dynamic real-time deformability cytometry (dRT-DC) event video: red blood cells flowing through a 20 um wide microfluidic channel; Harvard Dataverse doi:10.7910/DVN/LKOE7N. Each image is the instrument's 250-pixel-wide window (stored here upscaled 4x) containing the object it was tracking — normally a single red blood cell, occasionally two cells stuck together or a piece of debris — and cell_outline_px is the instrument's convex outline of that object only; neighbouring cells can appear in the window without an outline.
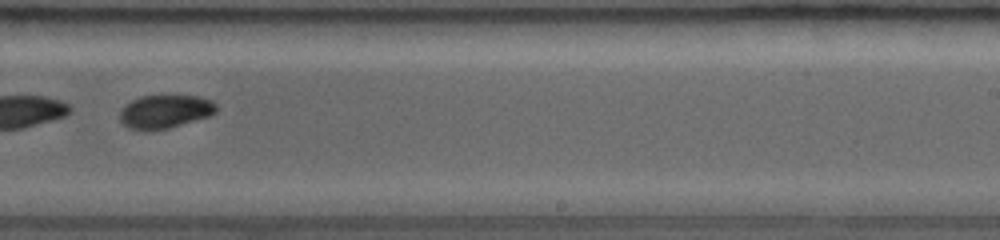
{"species": "common noctule bat (a hibernating species)", "species_latin": "Nyctalus noctula", "temperature_condition": "room temperature", "stored_images_in_passage": 45, "segment_of_instrument_passage": [2, 2], "camera_frame_rate_fps": 3000, "um_per_image_px": 0.085, "animal": {"sex": "female", "body_mass_g": 19.0, "forearm_length_mm": 53.3}, "frame": {"image": 1, "passage_image": 30, "time_ms": 9.667, "image_size_px": [1000, 240], "cell_outline_px": [[216, 112], [212, 116], [168, 128], [128, 128], [120, 120], [120, 108], [124, 104], [140, 96], [160, 92], [196, 96], [212, 100], [216, 104]], "centroid_in_image_um": [14.05, 9.39], "position_along_channel_um": 274.9, "area_um2": 19.31}}